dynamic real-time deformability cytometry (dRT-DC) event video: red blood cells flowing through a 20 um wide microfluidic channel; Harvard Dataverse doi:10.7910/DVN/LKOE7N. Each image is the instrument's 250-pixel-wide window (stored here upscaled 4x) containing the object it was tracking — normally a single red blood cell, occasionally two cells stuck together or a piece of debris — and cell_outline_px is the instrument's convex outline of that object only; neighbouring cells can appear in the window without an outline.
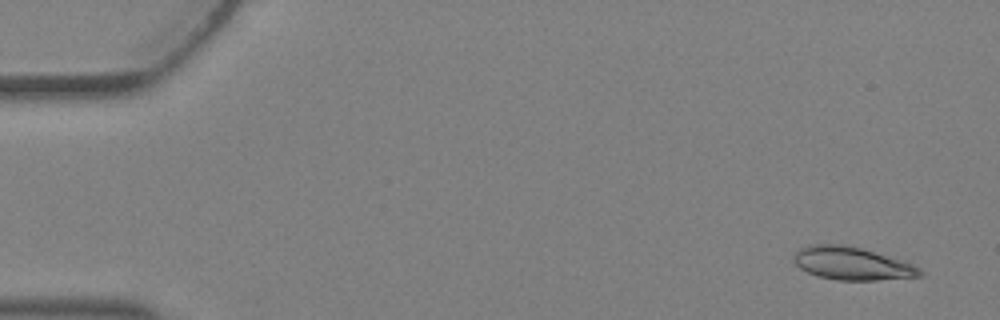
{"species": "Egyptian fruit bat (a non-hibernating species)", "species_latin": "Rousettus aegyptiacus", "temperature_condition": "warm", "stored_images_in_passage": 4, "camera_frame_rate_fps": 3000, "um_per_image_px": 0.085, "animal": {"sex": "female"}, "frame": {"image": 1, "passage_image": 1, "time_ms": 0.0, "image_size_px": [1000, 320], "cell_outline_px": [[924, 272], [920, 276], [876, 280], [836, 280], [816, 276], [800, 268], [792, 260], [792, 256], [800, 248], [812, 244], [844, 244], [860, 248], [900, 260], [912, 264], [920, 268]], "centroid_in_image_um": [72.37, 22.4], "position_along_channel_um": 12.6, "area_um2": 24.04}}
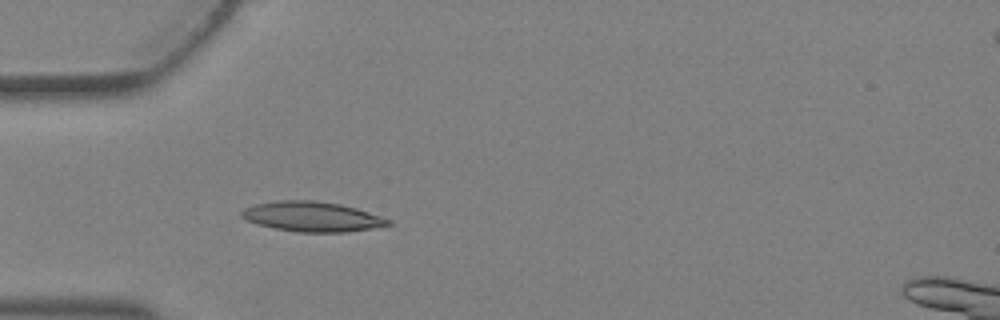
{"frame": {"image": 2, "passage_image": 4, "time_ms": 1.0, "image_size_px": [1000, 320], "cell_outline_px": [[392, 224], [344, 232], [296, 232], [272, 228], [248, 220], [240, 216], [240, 212], [244, 208], [256, 204], [280, 200], [316, 200], [340, 204], [356, 208], [392, 220]], "centroid_in_image_um": [26.5, 18.4], "position_along_channel_um": 58.5, "area_um2": 25.37}}